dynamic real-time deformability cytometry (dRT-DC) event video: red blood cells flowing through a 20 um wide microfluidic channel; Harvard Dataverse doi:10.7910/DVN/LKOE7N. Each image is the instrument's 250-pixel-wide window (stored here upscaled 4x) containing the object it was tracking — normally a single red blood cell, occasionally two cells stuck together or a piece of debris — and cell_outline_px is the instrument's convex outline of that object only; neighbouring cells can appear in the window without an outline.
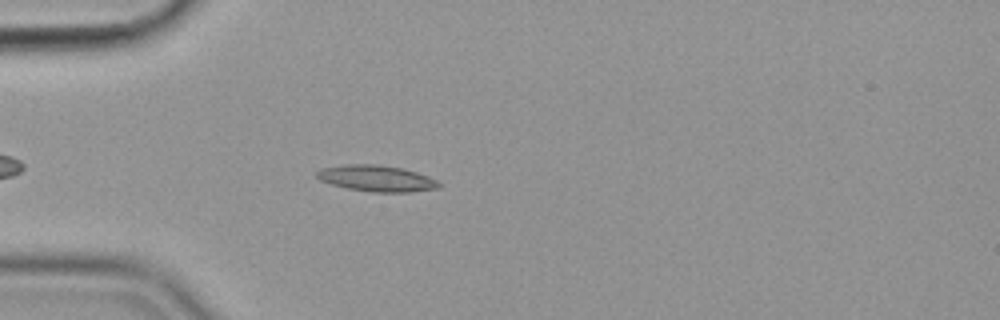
{"species": "common noctule bat (a hibernating species)", "species_latin": "Nyctalus noctula", "temperature_condition": "cold", "stored_images_in_passage": 48, "camera_frame_rate_fps": 3000, "um_per_image_px": 0.085, "animal": {"sex": "female", "body_mass_g": 19.9}, "frame": {"image": 1, "passage_image": 8, "time_ms": 2.333, "image_size_px": [1000, 320], "cell_outline_px": [[440, 188], [412, 192], [372, 192], [348, 188], [332, 184], [320, 180], [316, 176], [316, 172], [320, 168], [344, 164], [376, 164], [404, 168], [428, 176], [436, 180], [440, 184]], "centroid_in_image_um": [32.01, 15.15], "position_along_channel_um": 53.0, "area_um2": 18.73}}
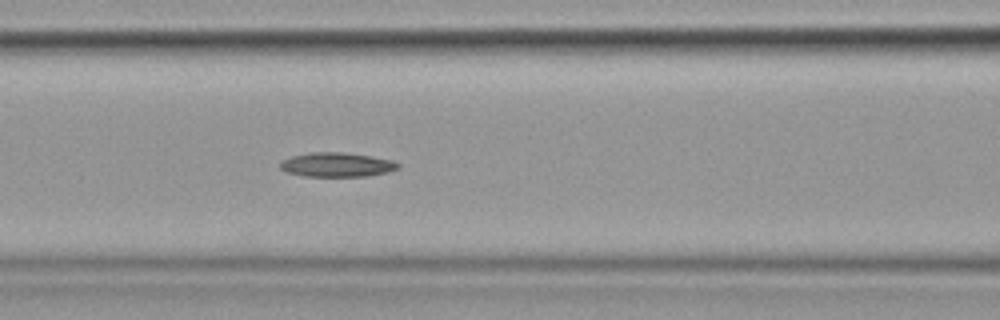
{"frame": {"image": 2, "passage_image": 16, "time_ms": 5.0, "image_size_px": [1000, 320], "cell_outline_px": [[400, 168], [388, 172], [368, 176], [304, 176], [288, 172], [280, 168], [280, 160], [292, 156], [308, 152], [340, 152], [368, 156], [392, 160], [400, 164]], "centroid_in_image_um": [28.62, 14.0], "position_along_channel_um": 138.0, "area_um2": 16.65}}
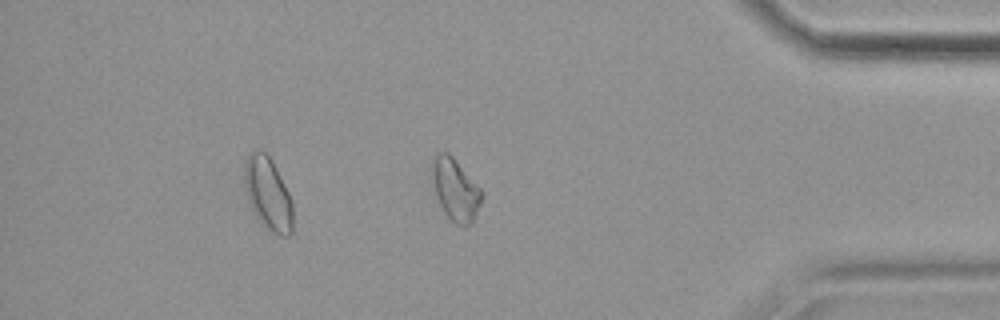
{"frame": {"image": 3, "passage_image": 40, "time_ms": 13.0, "image_size_px": [1000, 320], "cell_outline_px": [[480, 204], [472, 220], [464, 228], [456, 224], [444, 212], [436, 196], [432, 176], [432, 160], [436, 152], [448, 152], [452, 156], [480, 188]], "centroid_in_image_um": [38.67, 16.09], "position_along_channel_um": 396.5, "area_um2": 17.4}}